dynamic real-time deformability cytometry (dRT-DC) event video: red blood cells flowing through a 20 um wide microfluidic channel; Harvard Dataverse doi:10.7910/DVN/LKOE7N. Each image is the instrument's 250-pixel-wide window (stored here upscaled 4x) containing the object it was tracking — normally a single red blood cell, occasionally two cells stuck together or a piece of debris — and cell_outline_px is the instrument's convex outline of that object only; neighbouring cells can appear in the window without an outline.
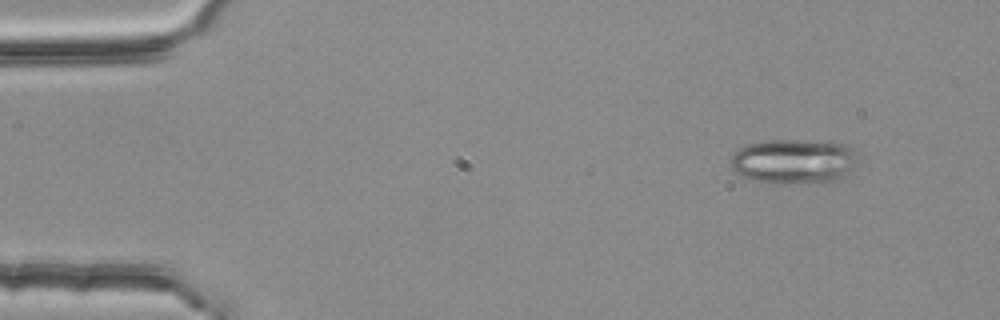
{"species": "common noctule bat (a hibernating species)", "species_latin": "Nyctalus noctula", "temperature_condition": "room temperature", "stored_images_in_passage": 3, "camera_frame_rate_fps": 3000, "um_per_image_px": 0.085, "animal": {"sex": "female", "body_mass_g": 25.1}, "frame": {"image": 1, "passage_image": 1, "time_ms": 0.0, "image_size_px": [1000, 320], "cell_outline_px": [[856, 152], [852, 168], [836, 180], [752, 180], [740, 176], [732, 168], [732, 156], [744, 144], [764, 140], [804, 140], [848, 144]], "centroid_in_image_um": [67.42, 13.63], "position_along_channel_um": 17.6, "area_um2": 31.67}}